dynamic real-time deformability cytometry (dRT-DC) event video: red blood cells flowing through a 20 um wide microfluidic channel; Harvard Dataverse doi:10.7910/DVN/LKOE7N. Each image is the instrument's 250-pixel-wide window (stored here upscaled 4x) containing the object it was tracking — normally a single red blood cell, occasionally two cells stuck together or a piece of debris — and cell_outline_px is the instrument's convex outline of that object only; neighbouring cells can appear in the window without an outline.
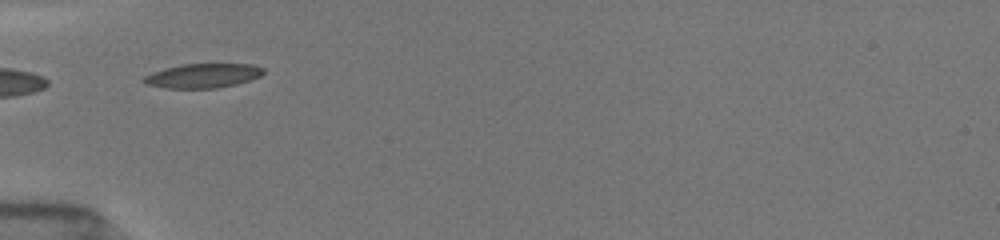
{"species": "common noctule bat (a hibernating species)", "species_latin": "Nyctalus noctula", "temperature_condition": "room temperature", "stored_images_in_passage": 3, "camera_frame_rate_fps": 3000, "um_per_image_px": 0.085, "animal": {"sex": "female", "body_mass_g": 19.5, "forearm_length_mm": 54.1}, "frame": {"image": 1, "passage_image": 1, "time_ms": 0.0, "image_size_px": [1000, 240], "cell_outline_px": [[264, 72], [260, 76], [236, 84], [216, 88], [164, 88], [144, 84], [140, 80], [144, 76], [152, 72], [164, 68], [180, 64], [252, 64], [264, 68]], "centroid_in_image_um": [17.18, 6.43], "position_along_channel_um": 67.8, "area_um2": 17.05}}